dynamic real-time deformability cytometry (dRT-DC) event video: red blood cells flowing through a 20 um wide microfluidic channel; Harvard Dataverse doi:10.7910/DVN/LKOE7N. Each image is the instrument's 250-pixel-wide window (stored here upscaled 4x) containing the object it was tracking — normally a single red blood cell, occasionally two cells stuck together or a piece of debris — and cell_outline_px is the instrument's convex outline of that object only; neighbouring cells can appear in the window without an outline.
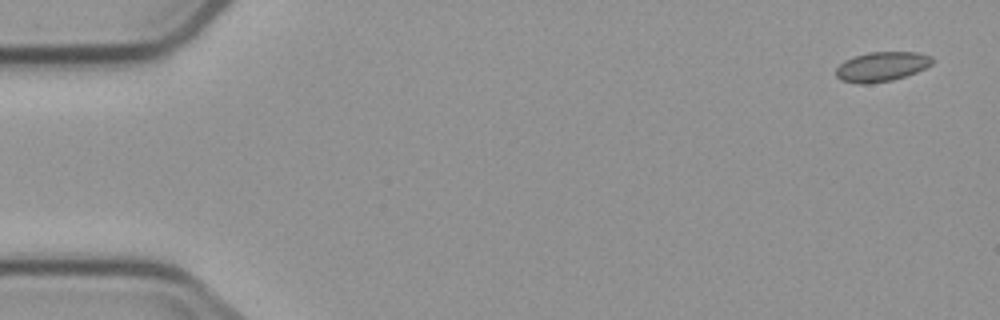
{"species": "common noctule bat (a hibernating species)", "species_latin": "Nyctalus noctula", "temperature_condition": "cold", "stored_images_in_passage": 4, "camera_frame_rate_fps": 3000, "um_per_image_px": 0.085, "animal": {"sex": "male", "body_mass_g": 23.1, "forearm_length_mm": 52.7}, "frame": {"image": 1, "passage_image": 1, "time_ms": 0.0, "image_size_px": [1000, 320], "cell_outline_px": [[932, 64], [916, 72], [892, 80], [864, 84], [856, 84], [840, 80], [836, 76], [836, 68], [844, 60], [868, 52], [916, 52], [932, 56]], "centroid_in_image_um": [74.91, 5.66], "position_along_channel_um": 10.1, "area_um2": 16.53}}
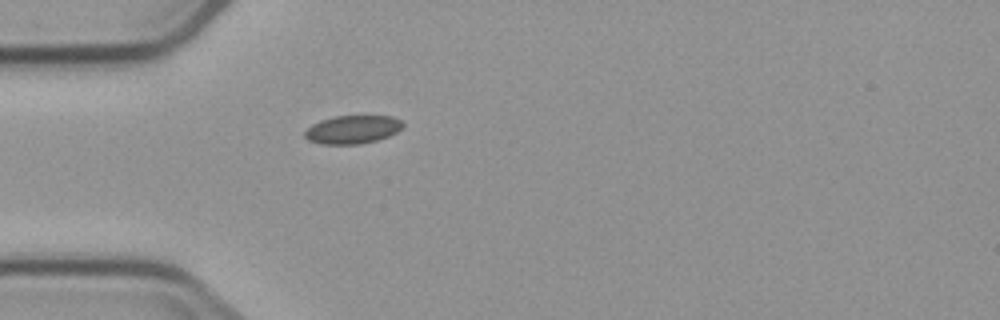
{"frame": {"image": 2, "passage_image": 4, "time_ms": 4.667, "image_size_px": [1000, 320], "cell_outline_px": [[404, 124], [396, 132], [388, 136], [376, 140], [360, 144], [320, 144], [308, 140], [304, 136], [304, 132], [312, 124], [320, 120], [332, 116], [392, 116], [400, 120]], "centroid_in_image_um": [29.93, 11.01], "position_along_channel_um": 55.1, "area_um2": 16.13}}